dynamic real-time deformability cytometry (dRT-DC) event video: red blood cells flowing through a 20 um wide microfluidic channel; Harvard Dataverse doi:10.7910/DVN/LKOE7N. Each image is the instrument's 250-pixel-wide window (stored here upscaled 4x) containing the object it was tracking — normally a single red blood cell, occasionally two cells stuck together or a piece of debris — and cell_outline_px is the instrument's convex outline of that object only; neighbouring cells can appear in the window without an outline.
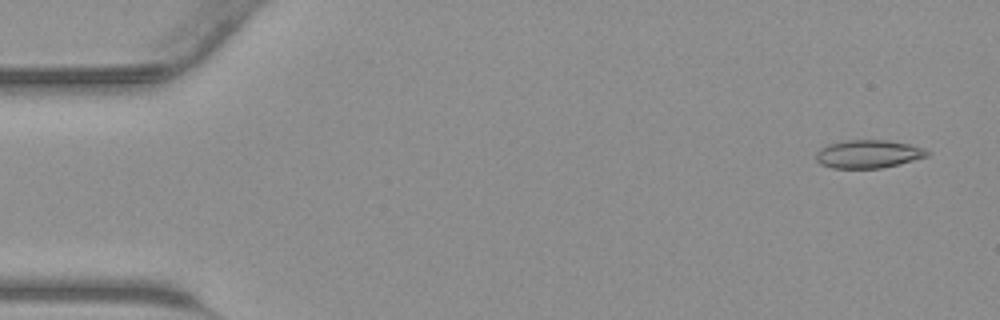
{"species": "common noctule bat (a hibernating species)", "species_latin": "Nyctalus noctula", "temperature_condition": "warm", "stored_images_in_passage": 43, "camera_frame_rate_fps": 3000, "um_per_image_px": 0.085, "animal": {"sex": "male", "body_mass_g": 23.1, "forearm_length_mm": 52.7}, "frame": {"image": 1, "passage_image": 2, "time_ms": 0.333, "image_size_px": [1000, 320], "cell_outline_px": [[932, 152], [928, 156], [900, 164], [880, 168], [832, 168], [820, 164], [816, 160], [816, 152], [824, 144], [844, 140], [888, 140], [908, 144], [924, 148]], "centroid_in_image_um": [73.79, 13.08], "position_along_channel_um": 11.2, "area_um2": 18.5}}
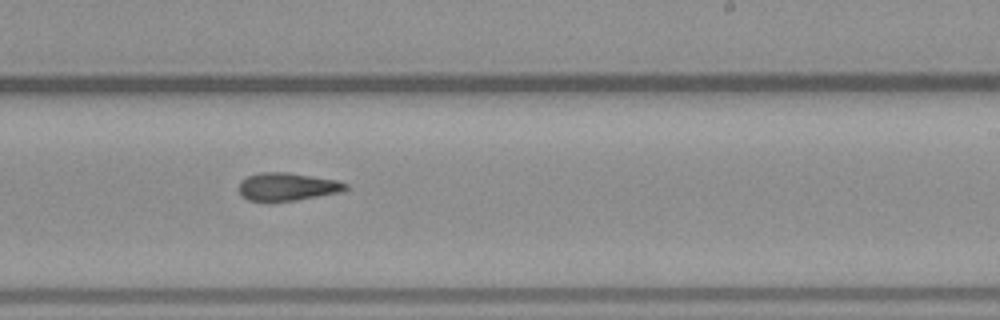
{"frame": {"image": 2, "passage_image": 26, "time_ms": 8.333, "image_size_px": [1000, 320], "cell_outline_px": [[348, 188], [344, 192], [296, 200], [248, 200], [236, 188], [240, 180], [248, 176], [260, 172], [288, 172], [340, 180], [348, 184]], "centroid_in_image_um": [24.47, 15.85], "position_along_channel_um": 264.5, "area_um2": 17.51}}
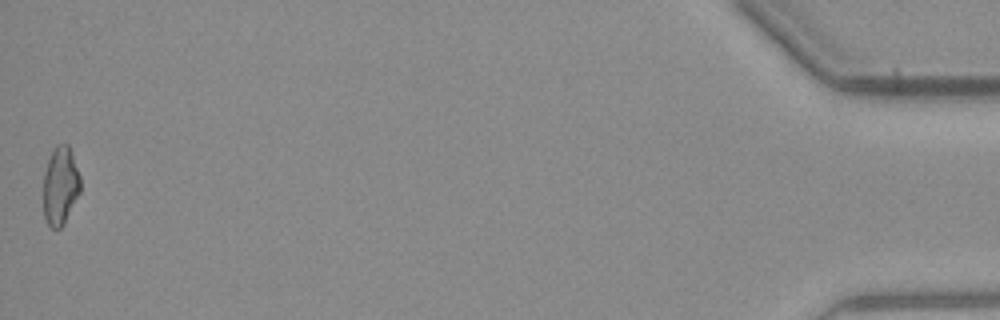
{"frame": {"image": 3, "passage_image": 43, "time_ms": 14.0, "image_size_px": [1000, 320], "cell_outline_px": [[80, 192], [64, 224], [60, 228], [52, 228], [48, 224], [44, 216], [44, 172], [48, 160], [56, 144], [68, 144], [80, 176]], "centroid_in_image_um": [5.13, 15.8], "position_along_channel_um": 430.1, "area_um2": 16.7}}